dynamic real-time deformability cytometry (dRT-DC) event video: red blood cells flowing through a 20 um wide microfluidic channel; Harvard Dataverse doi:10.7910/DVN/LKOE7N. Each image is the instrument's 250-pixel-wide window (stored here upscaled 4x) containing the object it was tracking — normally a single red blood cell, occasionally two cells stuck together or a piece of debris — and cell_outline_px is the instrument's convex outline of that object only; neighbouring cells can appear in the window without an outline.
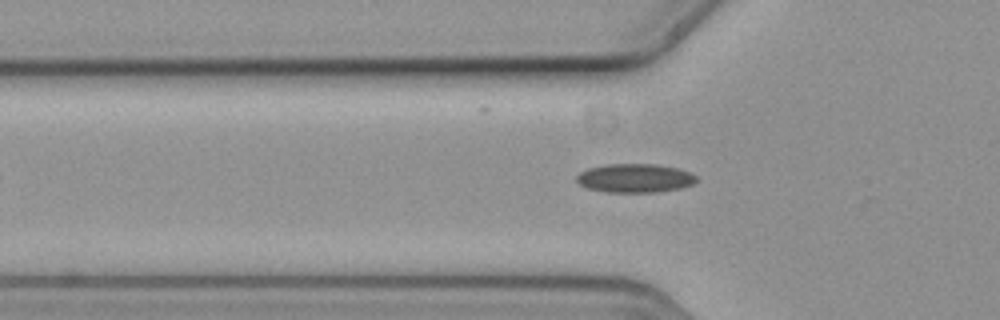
{"species": "common noctule bat (a hibernating species)", "species_latin": "Nyctalus noctula", "temperature_condition": "cold", "stored_images_in_passage": 37, "camera_frame_rate_fps": 3000, "um_per_image_px": 0.085, "animal": {"sex": "female", "body_mass_g": 19.3, "forearm_length_mm": 54.1}, "frame": {"image": 1, "passage_image": 7, "time_ms": 2.0, "image_size_px": [1000, 320], "cell_outline_px": [[696, 180], [692, 184], [680, 188], [656, 192], [604, 192], [588, 188], [580, 184], [576, 180], [576, 176], [580, 172], [588, 168], [608, 164], [656, 164], [676, 168], [688, 172], [696, 176]], "centroid_in_image_um": [53.93, 15.14], "position_along_channel_um": 71.9, "area_um2": 19.94}}
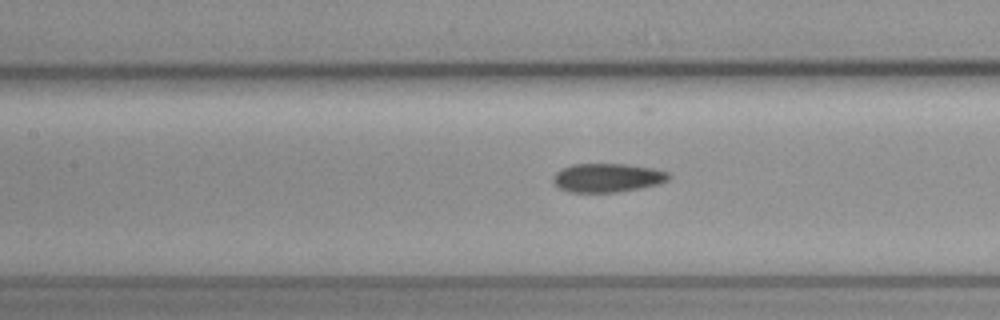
{"frame": {"image": 2, "passage_image": 14, "time_ms": 4.333, "image_size_px": [1000, 320], "cell_outline_px": [[672, 176], [668, 180], [656, 184], [640, 188], [616, 192], [568, 192], [560, 188], [552, 180], [556, 172], [572, 164], [628, 164], [656, 168], [668, 172]], "centroid_in_image_um": [51.66, 15.1], "position_along_channel_um": 155.7, "area_um2": 19.36}}
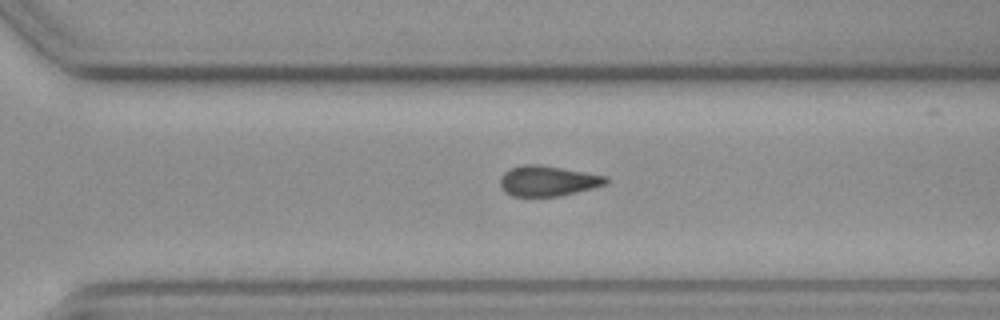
{"frame": {"image": 3, "passage_image": 28, "time_ms": 9.0, "image_size_px": [1000, 320], "cell_outline_px": [[608, 184], [560, 196], [512, 196], [504, 192], [500, 184], [500, 176], [508, 168], [520, 164], [540, 164], [608, 176]], "centroid_in_image_um": [46.54, 15.36], "position_along_channel_um": 324.1, "area_um2": 18.96}, "authors_computed_cell_mechanics": {"area_um2": 19.3052, "velocity_mm_per_s": 3.6116, "shape_relaxation_time_tau1_ms": 10.3156, "shape_relaxation_time_tau2_ms": null, "deformation_change_tau1": 0.134, "deformation_change_tau2": null}}